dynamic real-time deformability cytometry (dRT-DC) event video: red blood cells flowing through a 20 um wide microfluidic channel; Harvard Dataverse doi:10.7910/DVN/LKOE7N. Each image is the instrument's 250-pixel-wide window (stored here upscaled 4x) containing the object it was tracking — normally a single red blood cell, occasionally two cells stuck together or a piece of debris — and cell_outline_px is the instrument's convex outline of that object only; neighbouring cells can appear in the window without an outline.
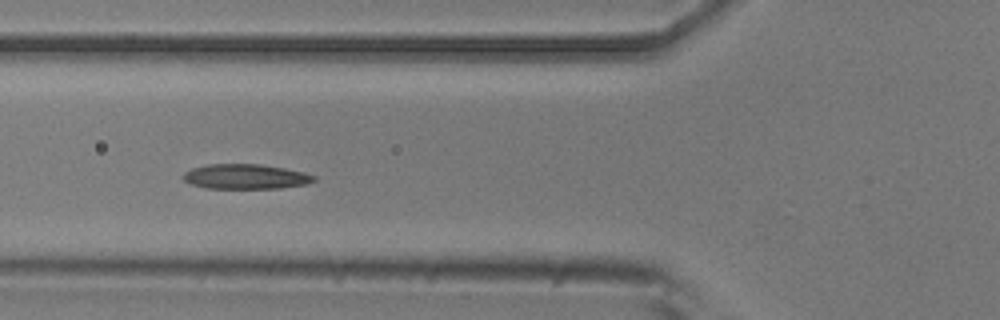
{"species": "common noctule bat (a hibernating species)", "species_latin": "Nyctalus noctula", "temperature_condition": "room temperature", "stored_images_in_passage": 9, "camera_frame_rate_fps": 3000, "um_per_image_px": 0.085, "animal": {"sex": "male", "body_mass_g": 20.5, "forearm_length_mm": 52.5}, "frame": {"image": 1, "passage_image": 4, "time_ms": 3.333, "image_size_px": [1000, 320], "cell_outline_px": [[316, 180], [304, 184], [280, 188], [208, 188], [192, 184], [184, 180], [184, 172], [192, 168], [208, 164], [260, 164], [284, 168], [304, 172], [316, 176]], "centroid_in_image_um": [20.89, 15.0], "position_along_channel_um": 104.9, "area_um2": 18.79}}
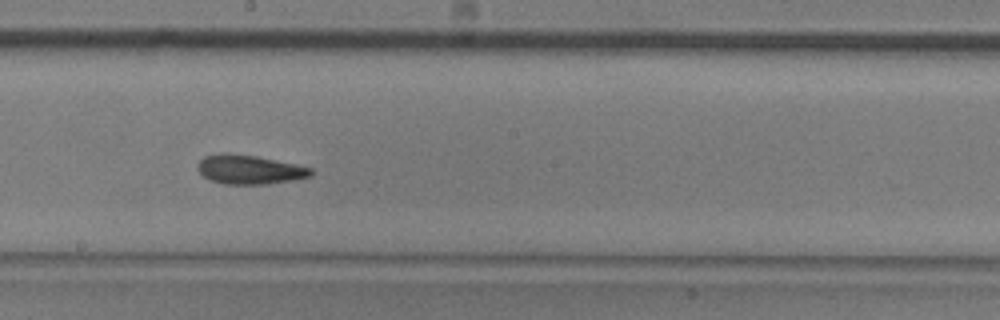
{"frame": {"image": 2, "passage_image": 7, "time_ms": 6.667, "image_size_px": [1000, 320], "cell_outline_px": [[312, 176], [292, 180], [268, 184], [224, 184], [208, 180], [196, 168], [196, 164], [204, 156], [220, 152], [228, 152], [256, 156], [296, 164], [312, 168]], "centroid_in_image_um": [21.16, 14.4], "position_along_channel_um": 227.0, "area_um2": 19.48}}
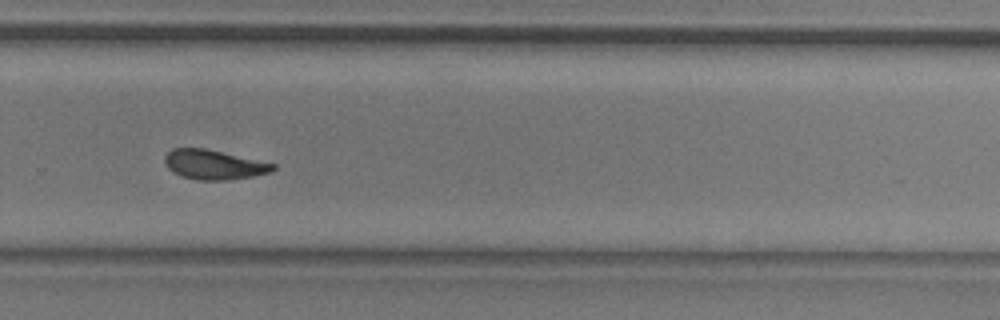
{"frame": {"image": 3, "passage_image": 9, "time_ms": 9.0, "image_size_px": [1000, 320], "cell_outline_px": [[276, 168], [272, 172], [252, 176], [228, 180], [196, 180], [172, 172], [168, 168], [164, 160], [164, 156], [172, 148], [204, 148], [276, 164]], "centroid_in_image_um": [18.17, 14.0], "position_along_channel_um": 311.6, "area_um2": 18.55}}